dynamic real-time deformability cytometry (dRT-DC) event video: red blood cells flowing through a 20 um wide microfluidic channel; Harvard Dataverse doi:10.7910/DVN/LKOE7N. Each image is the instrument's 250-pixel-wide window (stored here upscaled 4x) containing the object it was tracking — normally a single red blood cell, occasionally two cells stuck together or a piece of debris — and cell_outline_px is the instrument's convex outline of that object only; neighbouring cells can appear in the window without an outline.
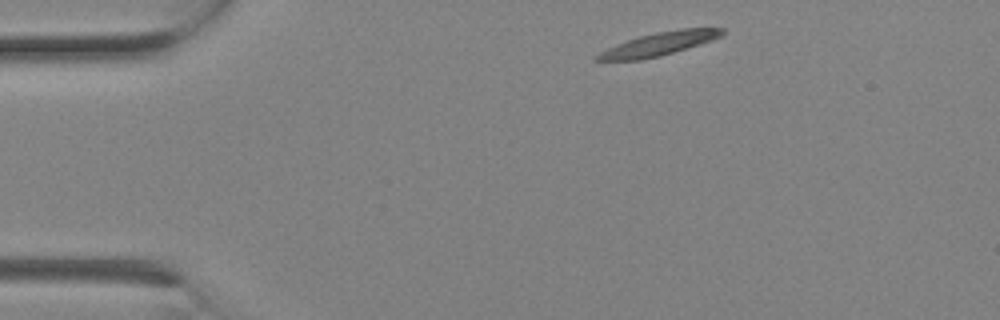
{"species": "Egyptian fruit bat (a non-hibernating species)", "species_latin": "Rousettus aegyptiacus", "temperature_condition": "room temperature", "stored_images_in_passage": 8, "camera_frame_rate_fps": 3000, "um_per_image_px": 0.085, "animal": {"sex": "female"}, "frame": {"image": 1, "passage_image": 1, "time_ms": 0.0, "image_size_px": [1000, 320], "cell_outline_px": [[724, 32], [720, 36], [712, 40], [700, 44], [660, 56], [640, 60], [592, 60], [600, 52], [616, 44], [640, 36], [656, 32], [680, 28], [724, 28]], "centroid_in_image_um": [56.02, 3.73], "position_along_channel_um": 29.0, "area_um2": 16.7}}
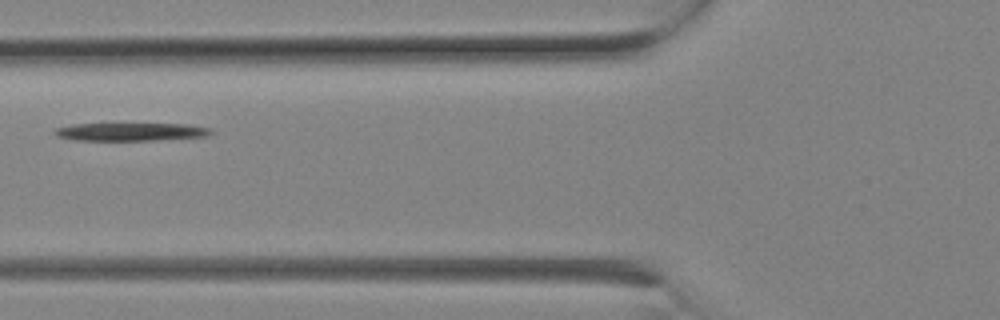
{"frame": {"image": 2, "passage_image": 6, "time_ms": 1.667, "image_size_px": [1000, 320], "cell_outline_px": [[212, 132], [208, 136], [156, 140], [76, 140], [56, 136], [52, 132], [56, 128], [72, 124], [188, 124], [212, 128]], "centroid_in_image_um": [11.12, 11.2], "position_along_channel_um": 114.7, "area_um2": 16.36}}
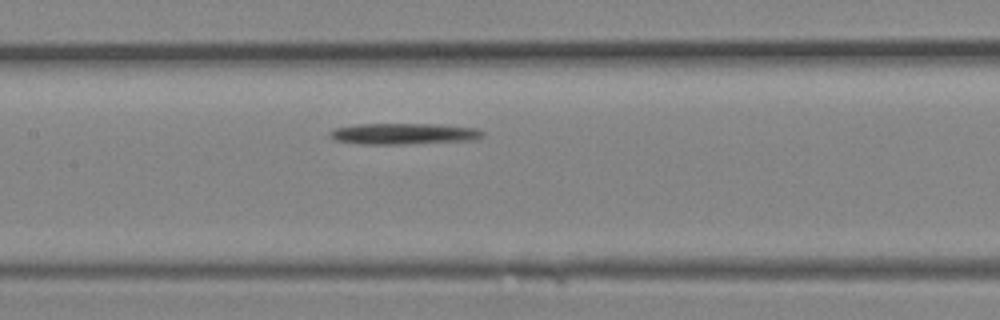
{"frame": {"image": 3, "passage_image": 8, "time_ms": 2.333, "image_size_px": [1000, 320], "cell_outline_px": [[484, 136], [476, 140], [404, 144], [360, 144], [332, 140], [328, 136], [328, 132], [336, 128], [360, 124], [436, 124], [480, 128], [484, 132]], "centroid_in_image_um": [34.34, 11.37], "position_along_channel_um": 173.1, "area_um2": 19.07}}